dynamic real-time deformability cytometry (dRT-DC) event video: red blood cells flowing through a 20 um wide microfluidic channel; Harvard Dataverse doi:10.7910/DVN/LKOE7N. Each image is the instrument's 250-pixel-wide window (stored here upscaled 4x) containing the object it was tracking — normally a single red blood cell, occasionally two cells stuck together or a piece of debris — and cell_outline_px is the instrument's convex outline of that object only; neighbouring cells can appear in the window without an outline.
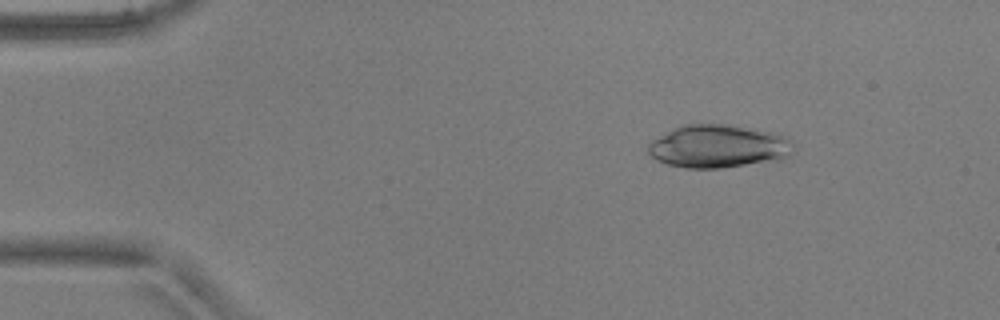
{"species": "common noctule bat (a hibernating species)", "species_latin": "Nyctalus noctula", "temperature_condition": "warm", "stored_images_in_passage": 49, "camera_frame_rate_fps": 3000, "um_per_image_px": 0.085, "animal": {"sex": "male", "body_mass_g": 17.9, "forearm_length_mm": 54.2}, "frame": {"image": 1, "passage_image": 5, "time_ms": 1.333, "image_size_px": [1000, 320], "cell_outline_px": [[796, 152], [780, 160], [720, 168], [684, 168], [668, 164], [656, 160], [648, 152], [648, 144], [652, 140], [672, 128], [684, 124], [728, 124], [788, 136], [792, 140]], "centroid_in_image_um": [61.08, 12.44], "position_along_channel_um": 23.9, "area_um2": 36.7}}
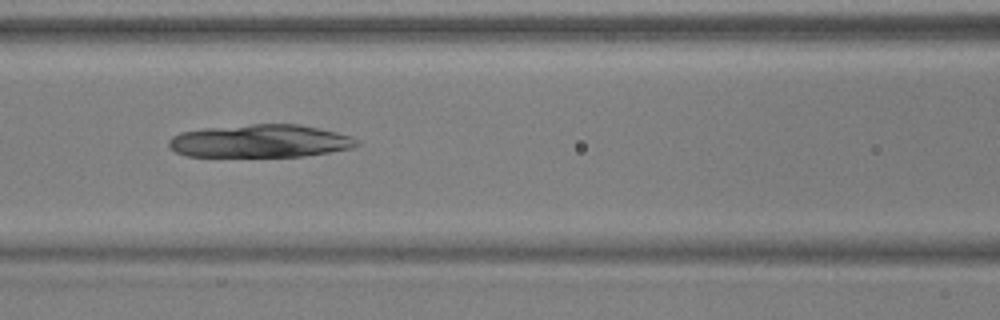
{"frame": {"image": 2, "passage_image": 20, "time_ms": 6.333, "image_size_px": [1000, 320], "cell_outline_px": [[360, 144], [352, 148], [304, 156], [188, 156], [176, 152], [168, 144], [168, 140], [172, 136], [180, 132], [204, 128], [252, 124], [300, 124], [336, 132], [352, 136], [360, 140]], "centroid_in_image_um": [22.13, 11.98], "position_along_channel_um": 144.5, "area_um2": 36.07}}